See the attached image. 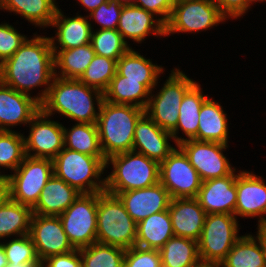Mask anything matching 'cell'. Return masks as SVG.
I'll return each mask as SVG.
<instances>
[{
    "mask_svg": "<svg viewBox=\"0 0 266 267\" xmlns=\"http://www.w3.org/2000/svg\"><path fill=\"white\" fill-rule=\"evenodd\" d=\"M32 208L9 200L0 207V241L7 237H18L28 235L30 232V221Z\"/></svg>",
    "mask_w": 266,
    "mask_h": 267,
    "instance_id": "cell-35",
    "label": "cell"
},
{
    "mask_svg": "<svg viewBox=\"0 0 266 267\" xmlns=\"http://www.w3.org/2000/svg\"><path fill=\"white\" fill-rule=\"evenodd\" d=\"M122 7L123 4L120 2L108 0L89 13L87 16L92 30L94 29L93 21L95 22L93 24H99L100 28L98 27L97 29H117Z\"/></svg>",
    "mask_w": 266,
    "mask_h": 267,
    "instance_id": "cell-41",
    "label": "cell"
},
{
    "mask_svg": "<svg viewBox=\"0 0 266 267\" xmlns=\"http://www.w3.org/2000/svg\"><path fill=\"white\" fill-rule=\"evenodd\" d=\"M144 114L141 107L114 104L103 99L96 125L105 159L133 150L134 130Z\"/></svg>",
    "mask_w": 266,
    "mask_h": 267,
    "instance_id": "cell-3",
    "label": "cell"
},
{
    "mask_svg": "<svg viewBox=\"0 0 266 267\" xmlns=\"http://www.w3.org/2000/svg\"><path fill=\"white\" fill-rule=\"evenodd\" d=\"M7 257L3 245L0 243V267H7Z\"/></svg>",
    "mask_w": 266,
    "mask_h": 267,
    "instance_id": "cell-50",
    "label": "cell"
},
{
    "mask_svg": "<svg viewBox=\"0 0 266 267\" xmlns=\"http://www.w3.org/2000/svg\"><path fill=\"white\" fill-rule=\"evenodd\" d=\"M256 229H257V232L255 233L261 242V246L264 252L265 264H266V226H261V227L257 226Z\"/></svg>",
    "mask_w": 266,
    "mask_h": 267,
    "instance_id": "cell-49",
    "label": "cell"
},
{
    "mask_svg": "<svg viewBox=\"0 0 266 267\" xmlns=\"http://www.w3.org/2000/svg\"><path fill=\"white\" fill-rule=\"evenodd\" d=\"M90 43L96 55L116 61L132 47L117 29H93Z\"/></svg>",
    "mask_w": 266,
    "mask_h": 267,
    "instance_id": "cell-38",
    "label": "cell"
},
{
    "mask_svg": "<svg viewBox=\"0 0 266 267\" xmlns=\"http://www.w3.org/2000/svg\"><path fill=\"white\" fill-rule=\"evenodd\" d=\"M105 191L117 195L120 192L148 188L159 183L160 163L142 153L128 151L106 159Z\"/></svg>",
    "mask_w": 266,
    "mask_h": 267,
    "instance_id": "cell-4",
    "label": "cell"
},
{
    "mask_svg": "<svg viewBox=\"0 0 266 267\" xmlns=\"http://www.w3.org/2000/svg\"><path fill=\"white\" fill-rule=\"evenodd\" d=\"M11 199L8 175H0V207Z\"/></svg>",
    "mask_w": 266,
    "mask_h": 267,
    "instance_id": "cell-47",
    "label": "cell"
},
{
    "mask_svg": "<svg viewBox=\"0 0 266 267\" xmlns=\"http://www.w3.org/2000/svg\"><path fill=\"white\" fill-rule=\"evenodd\" d=\"M240 171L235 170L228 176L202 182L196 199L206 214L235 215L237 201L236 177Z\"/></svg>",
    "mask_w": 266,
    "mask_h": 267,
    "instance_id": "cell-18",
    "label": "cell"
},
{
    "mask_svg": "<svg viewBox=\"0 0 266 267\" xmlns=\"http://www.w3.org/2000/svg\"><path fill=\"white\" fill-rule=\"evenodd\" d=\"M40 110L27 125L28 136L24 135L26 156L54 159L64 148L63 124Z\"/></svg>",
    "mask_w": 266,
    "mask_h": 267,
    "instance_id": "cell-14",
    "label": "cell"
},
{
    "mask_svg": "<svg viewBox=\"0 0 266 267\" xmlns=\"http://www.w3.org/2000/svg\"><path fill=\"white\" fill-rule=\"evenodd\" d=\"M194 267H219L217 264H212V263H205V262H200Z\"/></svg>",
    "mask_w": 266,
    "mask_h": 267,
    "instance_id": "cell-52",
    "label": "cell"
},
{
    "mask_svg": "<svg viewBox=\"0 0 266 267\" xmlns=\"http://www.w3.org/2000/svg\"><path fill=\"white\" fill-rule=\"evenodd\" d=\"M162 267H194L201 262L198 241L173 236L159 250Z\"/></svg>",
    "mask_w": 266,
    "mask_h": 267,
    "instance_id": "cell-33",
    "label": "cell"
},
{
    "mask_svg": "<svg viewBox=\"0 0 266 267\" xmlns=\"http://www.w3.org/2000/svg\"><path fill=\"white\" fill-rule=\"evenodd\" d=\"M41 267H82L79 249L65 254L49 256L41 262Z\"/></svg>",
    "mask_w": 266,
    "mask_h": 267,
    "instance_id": "cell-46",
    "label": "cell"
},
{
    "mask_svg": "<svg viewBox=\"0 0 266 267\" xmlns=\"http://www.w3.org/2000/svg\"><path fill=\"white\" fill-rule=\"evenodd\" d=\"M5 241V242H4ZM0 243L3 245L8 265H18L20 263H41L35 245L30 235L12 237Z\"/></svg>",
    "mask_w": 266,
    "mask_h": 267,
    "instance_id": "cell-40",
    "label": "cell"
},
{
    "mask_svg": "<svg viewBox=\"0 0 266 267\" xmlns=\"http://www.w3.org/2000/svg\"><path fill=\"white\" fill-rule=\"evenodd\" d=\"M64 148L90 156L104 157L96 123L75 122L72 127L63 125Z\"/></svg>",
    "mask_w": 266,
    "mask_h": 267,
    "instance_id": "cell-34",
    "label": "cell"
},
{
    "mask_svg": "<svg viewBox=\"0 0 266 267\" xmlns=\"http://www.w3.org/2000/svg\"><path fill=\"white\" fill-rule=\"evenodd\" d=\"M208 98L204 94L201 84L195 82L184 94L182 103L179 108L178 123L176 128L171 132L174 144L177 146L185 140H197V131L199 125V113L203 102ZM185 138L180 136V132Z\"/></svg>",
    "mask_w": 266,
    "mask_h": 267,
    "instance_id": "cell-25",
    "label": "cell"
},
{
    "mask_svg": "<svg viewBox=\"0 0 266 267\" xmlns=\"http://www.w3.org/2000/svg\"><path fill=\"white\" fill-rule=\"evenodd\" d=\"M227 19L213 0H175L169 21L165 24V37L207 31Z\"/></svg>",
    "mask_w": 266,
    "mask_h": 267,
    "instance_id": "cell-9",
    "label": "cell"
},
{
    "mask_svg": "<svg viewBox=\"0 0 266 267\" xmlns=\"http://www.w3.org/2000/svg\"><path fill=\"white\" fill-rule=\"evenodd\" d=\"M125 251L98 242L79 249L82 267H124Z\"/></svg>",
    "mask_w": 266,
    "mask_h": 267,
    "instance_id": "cell-36",
    "label": "cell"
},
{
    "mask_svg": "<svg viewBox=\"0 0 266 267\" xmlns=\"http://www.w3.org/2000/svg\"><path fill=\"white\" fill-rule=\"evenodd\" d=\"M103 96L110 103L133 105L145 110L150 91L140 81L124 80V76L116 72Z\"/></svg>",
    "mask_w": 266,
    "mask_h": 267,
    "instance_id": "cell-31",
    "label": "cell"
},
{
    "mask_svg": "<svg viewBox=\"0 0 266 267\" xmlns=\"http://www.w3.org/2000/svg\"><path fill=\"white\" fill-rule=\"evenodd\" d=\"M53 52L54 74L64 79H79L96 55L91 43L72 49L53 50Z\"/></svg>",
    "mask_w": 266,
    "mask_h": 267,
    "instance_id": "cell-30",
    "label": "cell"
},
{
    "mask_svg": "<svg viewBox=\"0 0 266 267\" xmlns=\"http://www.w3.org/2000/svg\"><path fill=\"white\" fill-rule=\"evenodd\" d=\"M161 89L150 92L145 113L163 130L172 132L178 123L179 108L186 91L196 82L180 68H172ZM159 91V92H158ZM156 92V94H155Z\"/></svg>",
    "mask_w": 266,
    "mask_h": 267,
    "instance_id": "cell-7",
    "label": "cell"
},
{
    "mask_svg": "<svg viewBox=\"0 0 266 267\" xmlns=\"http://www.w3.org/2000/svg\"><path fill=\"white\" fill-rule=\"evenodd\" d=\"M105 157L90 156L63 148L53 159L56 177L76 188L80 193L105 191ZM103 175V176H102Z\"/></svg>",
    "mask_w": 266,
    "mask_h": 267,
    "instance_id": "cell-5",
    "label": "cell"
},
{
    "mask_svg": "<svg viewBox=\"0 0 266 267\" xmlns=\"http://www.w3.org/2000/svg\"><path fill=\"white\" fill-rule=\"evenodd\" d=\"M57 4L56 0H6L2 10L10 14L13 12L16 16L26 19L35 28L44 30L51 27L59 8Z\"/></svg>",
    "mask_w": 266,
    "mask_h": 267,
    "instance_id": "cell-29",
    "label": "cell"
},
{
    "mask_svg": "<svg viewBox=\"0 0 266 267\" xmlns=\"http://www.w3.org/2000/svg\"><path fill=\"white\" fill-rule=\"evenodd\" d=\"M197 170L202 182L232 174L237 168L232 166L223 152L229 145L219 142L189 139L177 145Z\"/></svg>",
    "mask_w": 266,
    "mask_h": 267,
    "instance_id": "cell-13",
    "label": "cell"
},
{
    "mask_svg": "<svg viewBox=\"0 0 266 267\" xmlns=\"http://www.w3.org/2000/svg\"><path fill=\"white\" fill-rule=\"evenodd\" d=\"M248 2L251 6H253V4L260 3V2L263 3V2H266V0H248Z\"/></svg>",
    "mask_w": 266,
    "mask_h": 267,
    "instance_id": "cell-54",
    "label": "cell"
},
{
    "mask_svg": "<svg viewBox=\"0 0 266 267\" xmlns=\"http://www.w3.org/2000/svg\"><path fill=\"white\" fill-rule=\"evenodd\" d=\"M157 18L153 13L140 7L132 4L123 5L117 30L128 44L129 40L142 44L150 35L164 38L165 24Z\"/></svg>",
    "mask_w": 266,
    "mask_h": 267,
    "instance_id": "cell-19",
    "label": "cell"
},
{
    "mask_svg": "<svg viewBox=\"0 0 266 267\" xmlns=\"http://www.w3.org/2000/svg\"><path fill=\"white\" fill-rule=\"evenodd\" d=\"M169 214L174 236L198 241L205 222L206 212L196 198L171 199Z\"/></svg>",
    "mask_w": 266,
    "mask_h": 267,
    "instance_id": "cell-23",
    "label": "cell"
},
{
    "mask_svg": "<svg viewBox=\"0 0 266 267\" xmlns=\"http://www.w3.org/2000/svg\"><path fill=\"white\" fill-rule=\"evenodd\" d=\"M117 196L136 223L154 213L167 210L172 199L160 182L148 188L120 192Z\"/></svg>",
    "mask_w": 266,
    "mask_h": 267,
    "instance_id": "cell-20",
    "label": "cell"
},
{
    "mask_svg": "<svg viewBox=\"0 0 266 267\" xmlns=\"http://www.w3.org/2000/svg\"><path fill=\"white\" fill-rule=\"evenodd\" d=\"M174 1L175 0H134L132 5L153 13L166 24L172 14Z\"/></svg>",
    "mask_w": 266,
    "mask_h": 267,
    "instance_id": "cell-44",
    "label": "cell"
},
{
    "mask_svg": "<svg viewBox=\"0 0 266 267\" xmlns=\"http://www.w3.org/2000/svg\"><path fill=\"white\" fill-rule=\"evenodd\" d=\"M27 35L21 34L9 22L0 23V65L9 59L27 40Z\"/></svg>",
    "mask_w": 266,
    "mask_h": 267,
    "instance_id": "cell-42",
    "label": "cell"
},
{
    "mask_svg": "<svg viewBox=\"0 0 266 267\" xmlns=\"http://www.w3.org/2000/svg\"><path fill=\"white\" fill-rule=\"evenodd\" d=\"M218 6L221 14L229 20L230 18L239 19L245 16L248 10H251V5L248 0H213ZM229 18V19H228Z\"/></svg>",
    "mask_w": 266,
    "mask_h": 267,
    "instance_id": "cell-45",
    "label": "cell"
},
{
    "mask_svg": "<svg viewBox=\"0 0 266 267\" xmlns=\"http://www.w3.org/2000/svg\"><path fill=\"white\" fill-rule=\"evenodd\" d=\"M29 235L41 262L49 256L75 250L59 216L32 214Z\"/></svg>",
    "mask_w": 266,
    "mask_h": 267,
    "instance_id": "cell-15",
    "label": "cell"
},
{
    "mask_svg": "<svg viewBox=\"0 0 266 267\" xmlns=\"http://www.w3.org/2000/svg\"><path fill=\"white\" fill-rule=\"evenodd\" d=\"M7 174L10 181L11 200L33 208L41 192L54 174L53 160L25 156L15 171Z\"/></svg>",
    "mask_w": 266,
    "mask_h": 267,
    "instance_id": "cell-10",
    "label": "cell"
},
{
    "mask_svg": "<svg viewBox=\"0 0 266 267\" xmlns=\"http://www.w3.org/2000/svg\"><path fill=\"white\" fill-rule=\"evenodd\" d=\"M219 267H266L258 236L251 232L241 235Z\"/></svg>",
    "mask_w": 266,
    "mask_h": 267,
    "instance_id": "cell-32",
    "label": "cell"
},
{
    "mask_svg": "<svg viewBox=\"0 0 266 267\" xmlns=\"http://www.w3.org/2000/svg\"><path fill=\"white\" fill-rule=\"evenodd\" d=\"M41 110L40 103L31 96L16 91L0 81V131H13L27 125Z\"/></svg>",
    "mask_w": 266,
    "mask_h": 267,
    "instance_id": "cell-17",
    "label": "cell"
},
{
    "mask_svg": "<svg viewBox=\"0 0 266 267\" xmlns=\"http://www.w3.org/2000/svg\"><path fill=\"white\" fill-rule=\"evenodd\" d=\"M78 1L77 3L83 7L86 11V13L89 11L91 13L93 10L98 8L101 4L107 2L108 0H76Z\"/></svg>",
    "mask_w": 266,
    "mask_h": 267,
    "instance_id": "cell-48",
    "label": "cell"
},
{
    "mask_svg": "<svg viewBox=\"0 0 266 267\" xmlns=\"http://www.w3.org/2000/svg\"><path fill=\"white\" fill-rule=\"evenodd\" d=\"M59 218L75 249L97 242V193H81Z\"/></svg>",
    "mask_w": 266,
    "mask_h": 267,
    "instance_id": "cell-11",
    "label": "cell"
},
{
    "mask_svg": "<svg viewBox=\"0 0 266 267\" xmlns=\"http://www.w3.org/2000/svg\"><path fill=\"white\" fill-rule=\"evenodd\" d=\"M124 267H162L160 252L135 245L125 251Z\"/></svg>",
    "mask_w": 266,
    "mask_h": 267,
    "instance_id": "cell-43",
    "label": "cell"
},
{
    "mask_svg": "<svg viewBox=\"0 0 266 267\" xmlns=\"http://www.w3.org/2000/svg\"><path fill=\"white\" fill-rule=\"evenodd\" d=\"M164 71L162 65L154 64L152 59H147L132 47L117 61L116 72L124 76V80L140 81L150 92L161 87L158 83Z\"/></svg>",
    "mask_w": 266,
    "mask_h": 267,
    "instance_id": "cell-24",
    "label": "cell"
},
{
    "mask_svg": "<svg viewBox=\"0 0 266 267\" xmlns=\"http://www.w3.org/2000/svg\"><path fill=\"white\" fill-rule=\"evenodd\" d=\"M116 69V60L95 55L79 80L104 93L115 76Z\"/></svg>",
    "mask_w": 266,
    "mask_h": 267,
    "instance_id": "cell-39",
    "label": "cell"
},
{
    "mask_svg": "<svg viewBox=\"0 0 266 267\" xmlns=\"http://www.w3.org/2000/svg\"><path fill=\"white\" fill-rule=\"evenodd\" d=\"M4 6V0H0V11L3 9Z\"/></svg>",
    "mask_w": 266,
    "mask_h": 267,
    "instance_id": "cell-55",
    "label": "cell"
},
{
    "mask_svg": "<svg viewBox=\"0 0 266 267\" xmlns=\"http://www.w3.org/2000/svg\"><path fill=\"white\" fill-rule=\"evenodd\" d=\"M253 171L241 170L236 177L235 216L258 219V227L266 226V182Z\"/></svg>",
    "mask_w": 266,
    "mask_h": 267,
    "instance_id": "cell-16",
    "label": "cell"
},
{
    "mask_svg": "<svg viewBox=\"0 0 266 267\" xmlns=\"http://www.w3.org/2000/svg\"><path fill=\"white\" fill-rule=\"evenodd\" d=\"M137 223L117 195L97 193V242L124 250L136 245Z\"/></svg>",
    "mask_w": 266,
    "mask_h": 267,
    "instance_id": "cell-6",
    "label": "cell"
},
{
    "mask_svg": "<svg viewBox=\"0 0 266 267\" xmlns=\"http://www.w3.org/2000/svg\"><path fill=\"white\" fill-rule=\"evenodd\" d=\"M80 194L76 188L53 174L43 188L38 202L32 208V213L59 216Z\"/></svg>",
    "mask_w": 266,
    "mask_h": 267,
    "instance_id": "cell-27",
    "label": "cell"
},
{
    "mask_svg": "<svg viewBox=\"0 0 266 267\" xmlns=\"http://www.w3.org/2000/svg\"><path fill=\"white\" fill-rule=\"evenodd\" d=\"M172 141L174 142L172 134L160 128L145 113L134 130L133 151L160 163L175 149V146L170 144Z\"/></svg>",
    "mask_w": 266,
    "mask_h": 267,
    "instance_id": "cell-21",
    "label": "cell"
},
{
    "mask_svg": "<svg viewBox=\"0 0 266 267\" xmlns=\"http://www.w3.org/2000/svg\"><path fill=\"white\" fill-rule=\"evenodd\" d=\"M56 29L55 37L50 36L53 50H66L84 46L91 42L92 26L86 15L66 16L62 9L58 8L51 24Z\"/></svg>",
    "mask_w": 266,
    "mask_h": 267,
    "instance_id": "cell-22",
    "label": "cell"
},
{
    "mask_svg": "<svg viewBox=\"0 0 266 267\" xmlns=\"http://www.w3.org/2000/svg\"><path fill=\"white\" fill-rule=\"evenodd\" d=\"M223 106L210 96L199 113L197 141L219 142L229 145V121Z\"/></svg>",
    "mask_w": 266,
    "mask_h": 267,
    "instance_id": "cell-26",
    "label": "cell"
},
{
    "mask_svg": "<svg viewBox=\"0 0 266 267\" xmlns=\"http://www.w3.org/2000/svg\"><path fill=\"white\" fill-rule=\"evenodd\" d=\"M117 2H120L123 5H129V4H133L134 0H114Z\"/></svg>",
    "mask_w": 266,
    "mask_h": 267,
    "instance_id": "cell-53",
    "label": "cell"
},
{
    "mask_svg": "<svg viewBox=\"0 0 266 267\" xmlns=\"http://www.w3.org/2000/svg\"><path fill=\"white\" fill-rule=\"evenodd\" d=\"M29 38L0 65V81L41 104L55 76L54 52L49 36L36 32ZM39 87L43 89L33 96L32 90Z\"/></svg>",
    "mask_w": 266,
    "mask_h": 267,
    "instance_id": "cell-1",
    "label": "cell"
},
{
    "mask_svg": "<svg viewBox=\"0 0 266 267\" xmlns=\"http://www.w3.org/2000/svg\"><path fill=\"white\" fill-rule=\"evenodd\" d=\"M25 156L24 133L0 131V169H4L0 175H7L4 171L8 169L15 171Z\"/></svg>",
    "mask_w": 266,
    "mask_h": 267,
    "instance_id": "cell-37",
    "label": "cell"
},
{
    "mask_svg": "<svg viewBox=\"0 0 266 267\" xmlns=\"http://www.w3.org/2000/svg\"><path fill=\"white\" fill-rule=\"evenodd\" d=\"M103 99L101 91L79 79L54 76L47 96L40 105L41 110L52 117L58 113L74 120V123H96Z\"/></svg>",
    "mask_w": 266,
    "mask_h": 267,
    "instance_id": "cell-2",
    "label": "cell"
},
{
    "mask_svg": "<svg viewBox=\"0 0 266 267\" xmlns=\"http://www.w3.org/2000/svg\"><path fill=\"white\" fill-rule=\"evenodd\" d=\"M173 236L171 217L167 209L137 223L136 246L160 250Z\"/></svg>",
    "mask_w": 266,
    "mask_h": 267,
    "instance_id": "cell-28",
    "label": "cell"
},
{
    "mask_svg": "<svg viewBox=\"0 0 266 267\" xmlns=\"http://www.w3.org/2000/svg\"><path fill=\"white\" fill-rule=\"evenodd\" d=\"M240 221L232 214H206L198 251L201 262L219 265L241 237Z\"/></svg>",
    "mask_w": 266,
    "mask_h": 267,
    "instance_id": "cell-8",
    "label": "cell"
},
{
    "mask_svg": "<svg viewBox=\"0 0 266 267\" xmlns=\"http://www.w3.org/2000/svg\"><path fill=\"white\" fill-rule=\"evenodd\" d=\"M159 182L172 199L196 198L202 184L197 170L178 146L160 162Z\"/></svg>",
    "mask_w": 266,
    "mask_h": 267,
    "instance_id": "cell-12",
    "label": "cell"
},
{
    "mask_svg": "<svg viewBox=\"0 0 266 267\" xmlns=\"http://www.w3.org/2000/svg\"><path fill=\"white\" fill-rule=\"evenodd\" d=\"M7 267H41V263H20L18 265H8Z\"/></svg>",
    "mask_w": 266,
    "mask_h": 267,
    "instance_id": "cell-51",
    "label": "cell"
}]
</instances>
